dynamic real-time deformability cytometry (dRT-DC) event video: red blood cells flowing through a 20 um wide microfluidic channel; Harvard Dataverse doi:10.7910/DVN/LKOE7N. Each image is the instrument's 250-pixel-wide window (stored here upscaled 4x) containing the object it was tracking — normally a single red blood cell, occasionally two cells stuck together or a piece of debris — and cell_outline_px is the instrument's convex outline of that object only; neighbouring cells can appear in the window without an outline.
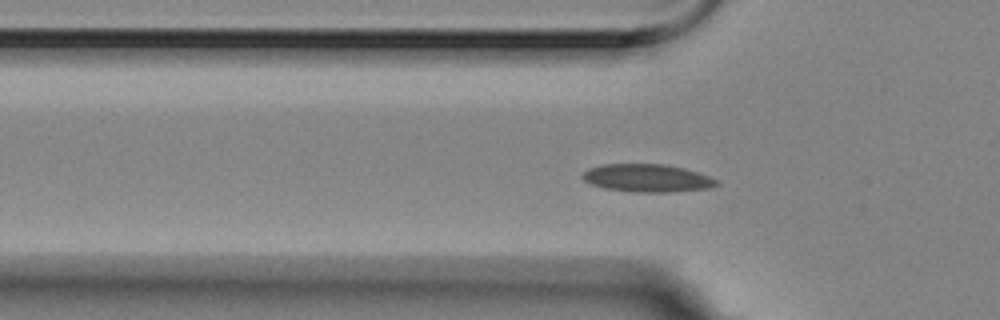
{"species": "Egyptian fruit bat (a non-hibernating species)", "species_latin": "Rousettus aegyptiacus", "temperature_condition": "room temperature", "stored_images_in_passage": 42, "camera_frame_rate_fps": 3000, "um_per_image_px": 0.085, "animal": {"sex": "female"}, "frame": {"image": 1, "passage_image": 2, "time_ms": 0.333, "image_size_px": [1000, 320], "cell_outline_px": [[720, 184], [708, 188], [668, 192], [636, 192], [604, 188], [592, 184], [584, 180], [580, 176], [588, 168], [600, 164], [668, 164], [684, 168], [708, 176], [716, 180]], "centroid_in_image_um": [54.97, 15.13], "position_along_channel_um": 70.8, "area_um2": 21.68}}
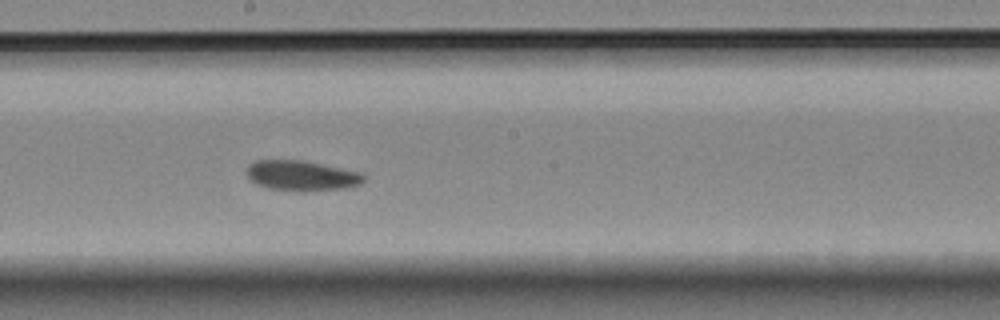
{"frame": {"image": 2, "passage_image": 15, "time_ms": 4.667, "image_size_px": [1000, 320], "cell_outline_px": [[364, 180], [360, 184], [348, 188], [304, 192], [268, 188], [256, 184], [244, 172], [248, 164], [256, 160], [300, 160], [360, 172], [364, 176]], "centroid_in_image_um": [25.6, 14.94], "position_along_channel_um": 222.6, "area_um2": 20.69}}
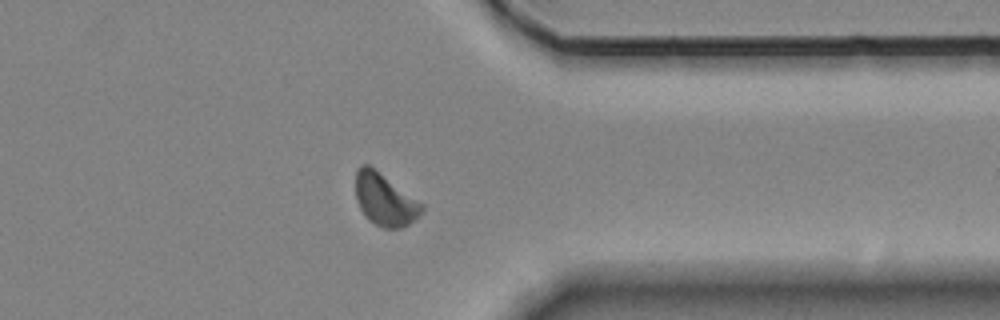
{"frame": {"image": 3, "passage_image": 29, "time_ms": 9.333, "image_size_px": [1000, 320], "cell_outline_px": [[424, 208], [408, 224], [400, 228], [384, 228], [368, 220], [360, 208], [356, 200], [356, 168], [360, 164], [368, 164], [424, 204]], "centroid_in_image_um": [32.67, 16.95], "position_along_channel_um": 378.7, "area_um2": 19.83}, "authors_computed_cell_mechanics": {"area_um2": 20.1433, "velocity_mm_per_s": 3.4842, "shape_relaxation_time_tau1_ms": null, "shape_relaxation_time_tau2_ms": 4.3865, "deformation_change_tau1": null, "deformation_change_tau2": 0.079}}